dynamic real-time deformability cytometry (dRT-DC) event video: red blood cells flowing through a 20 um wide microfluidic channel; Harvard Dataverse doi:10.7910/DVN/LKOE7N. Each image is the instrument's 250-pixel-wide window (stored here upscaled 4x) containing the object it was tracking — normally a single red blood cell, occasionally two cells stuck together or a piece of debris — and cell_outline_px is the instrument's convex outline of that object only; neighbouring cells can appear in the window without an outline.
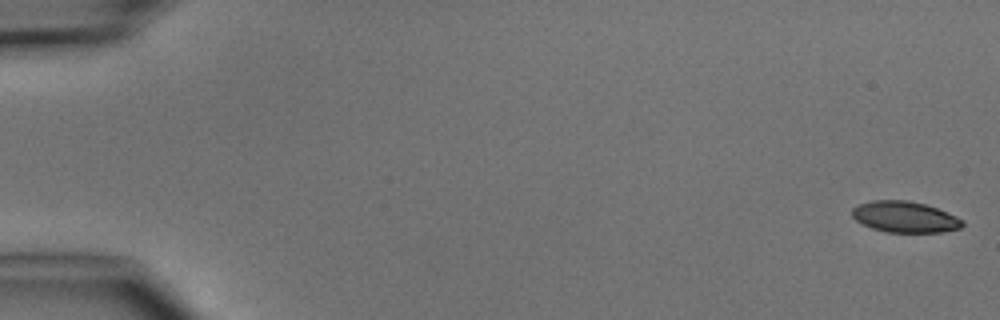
{"species": "common noctule bat (a hibernating species)", "species_latin": "Nyctalus noctula", "temperature_condition": "cold", "stored_images_in_passage": 4, "camera_frame_rate_fps": 3000, "um_per_image_px": 0.085, "animal": {"sex": "male", "body_mass_g": 15.6}, "frame": {"image": 1, "passage_image": 1, "time_ms": 0.0, "image_size_px": [1000, 320], "cell_outline_px": [[964, 224], [960, 228], [940, 232], [884, 232], [872, 228], [856, 220], [852, 216], [852, 208], [856, 204], [872, 200], [908, 200], [924, 204], [936, 208], [956, 216], [964, 220]], "centroid_in_image_um": [76.89, 18.43], "position_along_channel_um": 8.1, "area_um2": 20.0}}